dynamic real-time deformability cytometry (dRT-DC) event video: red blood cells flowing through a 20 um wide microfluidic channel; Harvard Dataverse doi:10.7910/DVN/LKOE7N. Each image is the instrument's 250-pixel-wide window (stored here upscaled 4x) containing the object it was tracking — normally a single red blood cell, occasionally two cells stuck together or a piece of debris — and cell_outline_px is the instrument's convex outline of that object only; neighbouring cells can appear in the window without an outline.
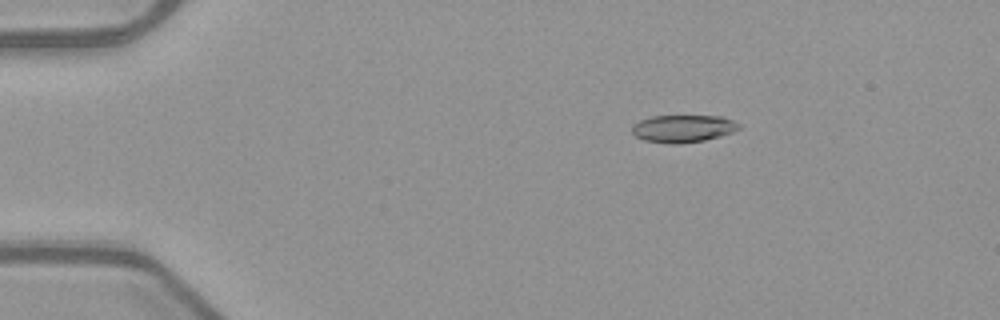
{"species": "common noctule bat (a hibernating species)", "species_latin": "Nyctalus noctula", "temperature_condition": "warm", "stored_images_in_passage": 49, "camera_frame_rate_fps": 3000, "um_per_image_px": 0.085, "animal": {"sex": "female", "body_mass_g": 21.9}, "frame": {"image": 1, "passage_image": 6, "time_ms": 1.667, "image_size_px": [1000, 320], "cell_outline_px": [[740, 128], [732, 132], [720, 136], [704, 140], [680, 144], [668, 144], [644, 140], [636, 136], [632, 132], [632, 124], [640, 120], [652, 116], [724, 116], [740, 124]], "centroid_in_image_um": [58.05, 10.93], "position_along_channel_um": 27.0, "area_um2": 17.17}}
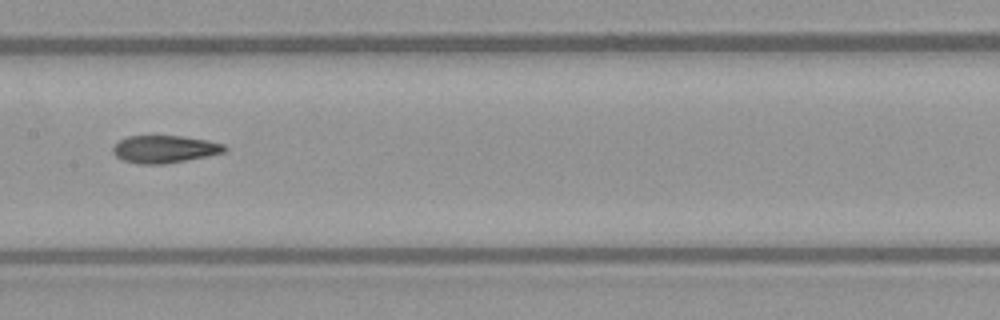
{"frame": {"image": 2, "passage_image": 24, "time_ms": 7.667, "image_size_px": [1000, 320], "cell_outline_px": [[228, 148], [224, 152], [208, 156], [164, 164], [136, 164], [120, 160], [112, 152], [112, 148], [120, 140], [128, 136], [180, 136], [208, 140], [224, 144]], "centroid_in_image_um": [13.98, 12.68], "position_along_channel_um": 193.4, "area_um2": 17.98}}
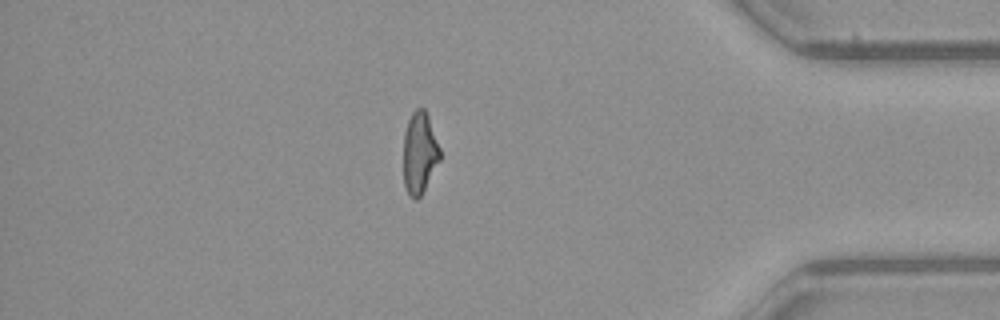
{"frame": {"image": 3, "passage_image": 42, "time_ms": 13.667, "image_size_px": [1000, 320], "cell_outline_px": [[440, 160], [420, 196], [416, 200], [412, 200], [408, 196], [404, 184], [404, 132], [408, 120], [412, 112], [416, 108], [424, 108], [428, 116], [440, 148]], "centroid_in_image_um": [35.65, 13.01], "position_along_channel_um": 399.6, "area_um2": 17.34}, "authors_computed_cell_mechanics": {"area_um2": 18.1492, "velocity_mm_per_s": 3.9978, "shape_relaxation_time_tau1_ms": null, "shape_relaxation_time_tau2_ms": 2.7037, "deformation_change_tau1": null, "deformation_change_tau2": 0.1009}}